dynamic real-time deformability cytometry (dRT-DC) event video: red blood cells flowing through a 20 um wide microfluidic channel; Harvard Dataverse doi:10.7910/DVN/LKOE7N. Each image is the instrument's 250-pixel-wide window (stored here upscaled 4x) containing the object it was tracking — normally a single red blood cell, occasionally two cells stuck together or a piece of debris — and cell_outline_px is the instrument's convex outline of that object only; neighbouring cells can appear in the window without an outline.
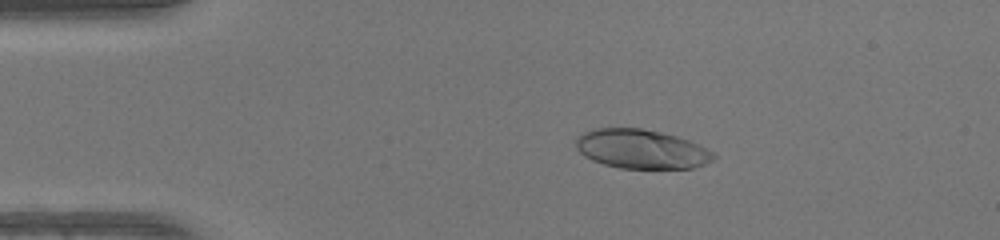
{"species": "human", "species_latin": "Homo sapiens", "temperature_condition": "warm", "stored_images_in_passage": 49, "camera_frame_rate_fps": 3000, "um_per_image_px": 0.085, "donor": {"sex": "female"}, "frame": {"image": 1, "passage_image": 9, "time_ms": 2.667, "image_size_px": [1000, 240], "cell_outline_px": [[716, 156], [712, 160], [704, 164], [692, 168], [620, 168], [604, 164], [592, 160], [584, 156], [576, 148], [576, 136], [592, 128], [640, 128], [660, 132], [676, 136], [688, 140], [708, 148]], "centroid_in_image_um": [54.49, 12.66], "position_along_channel_um": 30.5, "area_um2": 31.39}}
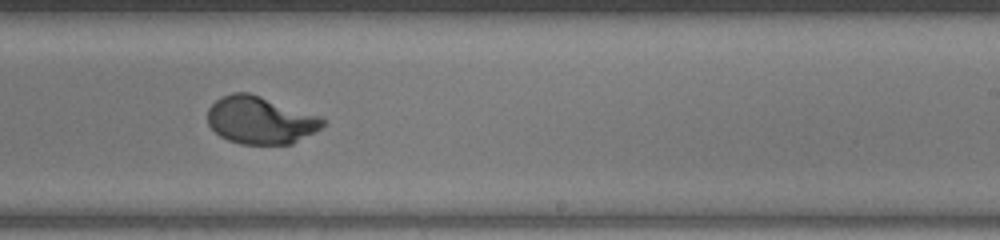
{"frame": {"image": 2, "passage_image": 30, "time_ms": 9.667, "image_size_px": [1000, 240], "cell_outline_px": [[328, 120], [320, 128], [292, 144], [240, 144], [228, 140], [220, 136], [208, 124], [208, 108], [220, 96], [232, 92], [248, 92], [320, 116]], "centroid_in_image_um": [22.11, 10.21], "position_along_channel_um": 266.9, "area_um2": 31.79}}
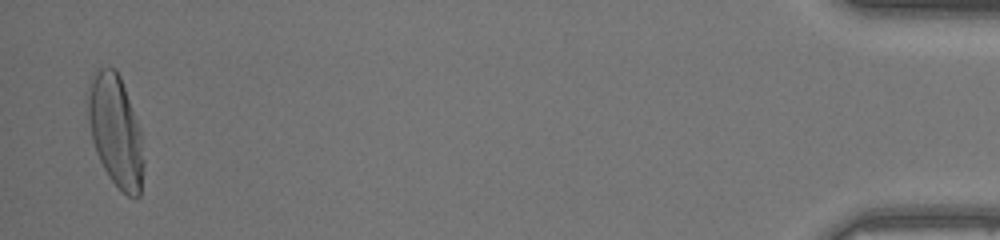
{"frame": {"image": 3, "passage_image": 48, "time_ms": 15.667, "image_size_px": [1000, 240], "cell_outline_px": [[144, 164], [140, 196], [128, 196], [108, 176], [96, 152], [92, 140], [88, 120], [88, 96], [92, 76], [96, 68], [116, 68], [120, 76], [140, 128], [144, 160]], "centroid_in_image_um": [9.84, 11.12], "position_along_channel_um": 425.4, "area_um2": 35.89}, "authors_computed_cell_mechanics": {"area_um2": 32.368, "velocity_mm_per_s": 4.1832, "shape_relaxation_time_tau1_ms": 3.4233, "shape_relaxation_time_tau2_ms": null, "deformation_change_tau1": 0.2285, "deformation_change_tau2": null}}